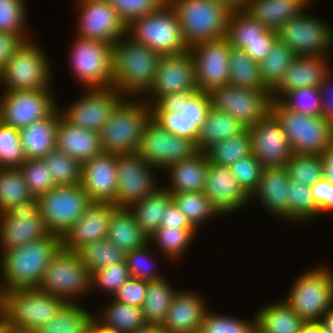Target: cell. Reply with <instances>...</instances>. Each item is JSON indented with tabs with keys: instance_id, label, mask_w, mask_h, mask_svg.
I'll return each instance as SVG.
<instances>
[{
	"instance_id": "obj_1",
	"label": "cell",
	"mask_w": 333,
	"mask_h": 333,
	"mask_svg": "<svg viewBox=\"0 0 333 333\" xmlns=\"http://www.w3.org/2000/svg\"><path fill=\"white\" fill-rule=\"evenodd\" d=\"M161 57L127 34L119 37L112 45V87L127 98L142 97L154 82Z\"/></svg>"
},
{
	"instance_id": "obj_2",
	"label": "cell",
	"mask_w": 333,
	"mask_h": 333,
	"mask_svg": "<svg viewBox=\"0 0 333 333\" xmlns=\"http://www.w3.org/2000/svg\"><path fill=\"white\" fill-rule=\"evenodd\" d=\"M61 248L62 238L51 234L2 251L3 290L38 288L47 265Z\"/></svg>"
},
{
	"instance_id": "obj_3",
	"label": "cell",
	"mask_w": 333,
	"mask_h": 333,
	"mask_svg": "<svg viewBox=\"0 0 333 333\" xmlns=\"http://www.w3.org/2000/svg\"><path fill=\"white\" fill-rule=\"evenodd\" d=\"M126 99L127 97H124L117 105L99 132L103 152H137L145 125L151 118V107L141 97Z\"/></svg>"
},
{
	"instance_id": "obj_4",
	"label": "cell",
	"mask_w": 333,
	"mask_h": 333,
	"mask_svg": "<svg viewBox=\"0 0 333 333\" xmlns=\"http://www.w3.org/2000/svg\"><path fill=\"white\" fill-rule=\"evenodd\" d=\"M66 302L38 288L4 291V324L16 331L35 332L53 319Z\"/></svg>"
},
{
	"instance_id": "obj_5",
	"label": "cell",
	"mask_w": 333,
	"mask_h": 333,
	"mask_svg": "<svg viewBox=\"0 0 333 333\" xmlns=\"http://www.w3.org/2000/svg\"><path fill=\"white\" fill-rule=\"evenodd\" d=\"M175 11L183 39L194 44L226 37L231 11L216 0H168Z\"/></svg>"
},
{
	"instance_id": "obj_6",
	"label": "cell",
	"mask_w": 333,
	"mask_h": 333,
	"mask_svg": "<svg viewBox=\"0 0 333 333\" xmlns=\"http://www.w3.org/2000/svg\"><path fill=\"white\" fill-rule=\"evenodd\" d=\"M271 112L283 127L293 154L321 155L333 143V127L321 115H304L271 102Z\"/></svg>"
},
{
	"instance_id": "obj_7",
	"label": "cell",
	"mask_w": 333,
	"mask_h": 333,
	"mask_svg": "<svg viewBox=\"0 0 333 333\" xmlns=\"http://www.w3.org/2000/svg\"><path fill=\"white\" fill-rule=\"evenodd\" d=\"M126 34L161 56L189 50L178 17L169 4L159 11L131 21L126 26Z\"/></svg>"
},
{
	"instance_id": "obj_8",
	"label": "cell",
	"mask_w": 333,
	"mask_h": 333,
	"mask_svg": "<svg viewBox=\"0 0 333 333\" xmlns=\"http://www.w3.org/2000/svg\"><path fill=\"white\" fill-rule=\"evenodd\" d=\"M38 289L76 303V298L92 291V274L77 252L61 248L47 265Z\"/></svg>"
},
{
	"instance_id": "obj_9",
	"label": "cell",
	"mask_w": 333,
	"mask_h": 333,
	"mask_svg": "<svg viewBox=\"0 0 333 333\" xmlns=\"http://www.w3.org/2000/svg\"><path fill=\"white\" fill-rule=\"evenodd\" d=\"M318 267L296 278L284 300L305 321H320L333 305V271Z\"/></svg>"
},
{
	"instance_id": "obj_10",
	"label": "cell",
	"mask_w": 333,
	"mask_h": 333,
	"mask_svg": "<svg viewBox=\"0 0 333 333\" xmlns=\"http://www.w3.org/2000/svg\"><path fill=\"white\" fill-rule=\"evenodd\" d=\"M35 43L25 41L0 70L5 91L50 89V63Z\"/></svg>"
},
{
	"instance_id": "obj_11",
	"label": "cell",
	"mask_w": 333,
	"mask_h": 333,
	"mask_svg": "<svg viewBox=\"0 0 333 333\" xmlns=\"http://www.w3.org/2000/svg\"><path fill=\"white\" fill-rule=\"evenodd\" d=\"M39 212L51 234L63 238L92 204L81 184L56 186L38 196Z\"/></svg>"
},
{
	"instance_id": "obj_12",
	"label": "cell",
	"mask_w": 333,
	"mask_h": 333,
	"mask_svg": "<svg viewBox=\"0 0 333 333\" xmlns=\"http://www.w3.org/2000/svg\"><path fill=\"white\" fill-rule=\"evenodd\" d=\"M70 63L76 80L90 88L112 87V44L76 37Z\"/></svg>"
},
{
	"instance_id": "obj_13",
	"label": "cell",
	"mask_w": 333,
	"mask_h": 333,
	"mask_svg": "<svg viewBox=\"0 0 333 333\" xmlns=\"http://www.w3.org/2000/svg\"><path fill=\"white\" fill-rule=\"evenodd\" d=\"M0 245L3 251L51 235L39 212L38 197L15 204L0 214Z\"/></svg>"
},
{
	"instance_id": "obj_14",
	"label": "cell",
	"mask_w": 333,
	"mask_h": 333,
	"mask_svg": "<svg viewBox=\"0 0 333 333\" xmlns=\"http://www.w3.org/2000/svg\"><path fill=\"white\" fill-rule=\"evenodd\" d=\"M276 34L277 40L285 43L295 56H325L333 45L330 24L305 12L280 26Z\"/></svg>"
},
{
	"instance_id": "obj_15",
	"label": "cell",
	"mask_w": 333,
	"mask_h": 333,
	"mask_svg": "<svg viewBox=\"0 0 333 333\" xmlns=\"http://www.w3.org/2000/svg\"><path fill=\"white\" fill-rule=\"evenodd\" d=\"M214 109L228 113L246 128L263 119L271 111V91L232 86H218L210 92Z\"/></svg>"
},
{
	"instance_id": "obj_16",
	"label": "cell",
	"mask_w": 333,
	"mask_h": 333,
	"mask_svg": "<svg viewBox=\"0 0 333 333\" xmlns=\"http://www.w3.org/2000/svg\"><path fill=\"white\" fill-rule=\"evenodd\" d=\"M198 152L196 143L163 129L152 118L145 125L137 153L156 169L191 158Z\"/></svg>"
},
{
	"instance_id": "obj_17",
	"label": "cell",
	"mask_w": 333,
	"mask_h": 333,
	"mask_svg": "<svg viewBox=\"0 0 333 333\" xmlns=\"http://www.w3.org/2000/svg\"><path fill=\"white\" fill-rule=\"evenodd\" d=\"M50 92V89L4 91L0 99V121L19 130L44 119L59 106Z\"/></svg>"
},
{
	"instance_id": "obj_18",
	"label": "cell",
	"mask_w": 333,
	"mask_h": 333,
	"mask_svg": "<svg viewBox=\"0 0 333 333\" xmlns=\"http://www.w3.org/2000/svg\"><path fill=\"white\" fill-rule=\"evenodd\" d=\"M154 168L137 152L118 154L117 194L113 205L117 208H129L133 203L154 193L159 188L153 178Z\"/></svg>"
},
{
	"instance_id": "obj_19",
	"label": "cell",
	"mask_w": 333,
	"mask_h": 333,
	"mask_svg": "<svg viewBox=\"0 0 333 333\" xmlns=\"http://www.w3.org/2000/svg\"><path fill=\"white\" fill-rule=\"evenodd\" d=\"M69 105L61 116L70 124L99 133L125 97L115 88H90L88 94Z\"/></svg>"
},
{
	"instance_id": "obj_20",
	"label": "cell",
	"mask_w": 333,
	"mask_h": 333,
	"mask_svg": "<svg viewBox=\"0 0 333 333\" xmlns=\"http://www.w3.org/2000/svg\"><path fill=\"white\" fill-rule=\"evenodd\" d=\"M189 50L199 90L210 92L215 87L229 84L231 45L226 37L194 44Z\"/></svg>"
},
{
	"instance_id": "obj_21",
	"label": "cell",
	"mask_w": 333,
	"mask_h": 333,
	"mask_svg": "<svg viewBox=\"0 0 333 333\" xmlns=\"http://www.w3.org/2000/svg\"><path fill=\"white\" fill-rule=\"evenodd\" d=\"M198 90L193 56L188 50L161 57L154 82L142 97H145L144 100L147 97L146 102L151 105L160 96L166 94ZM149 97L152 99L149 100Z\"/></svg>"
},
{
	"instance_id": "obj_22",
	"label": "cell",
	"mask_w": 333,
	"mask_h": 333,
	"mask_svg": "<svg viewBox=\"0 0 333 333\" xmlns=\"http://www.w3.org/2000/svg\"><path fill=\"white\" fill-rule=\"evenodd\" d=\"M79 10V22L77 37L95 39L108 44L114 42L126 34V24L118 13L110 5L109 1L77 0Z\"/></svg>"
},
{
	"instance_id": "obj_23",
	"label": "cell",
	"mask_w": 333,
	"mask_h": 333,
	"mask_svg": "<svg viewBox=\"0 0 333 333\" xmlns=\"http://www.w3.org/2000/svg\"><path fill=\"white\" fill-rule=\"evenodd\" d=\"M252 154L266 167L285 166L292 151L282 124L270 111L263 119L248 128Z\"/></svg>"
},
{
	"instance_id": "obj_24",
	"label": "cell",
	"mask_w": 333,
	"mask_h": 333,
	"mask_svg": "<svg viewBox=\"0 0 333 333\" xmlns=\"http://www.w3.org/2000/svg\"><path fill=\"white\" fill-rule=\"evenodd\" d=\"M117 155L103 152L81 164V187L92 202L114 203L117 194Z\"/></svg>"
},
{
	"instance_id": "obj_25",
	"label": "cell",
	"mask_w": 333,
	"mask_h": 333,
	"mask_svg": "<svg viewBox=\"0 0 333 333\" xmlns=\"http://www.w3.org/2000/svg\"><path fill=\"white\" fill-rule=\"evenodd\" d=\"M116 208L112 203L92 202L62 238V248L77 252L84 245L107 238L109 219Z\"/></svg>"
},
{
	"instance_id": "obj_26",
	"label": "cell",
	"mask_w": 333,
	"mask_h": 333,
	"mask_svg": "<svg viewBox=\"0 0 333 333\" xmlns=\"http://www.w3.org/2000/svg\"><path fill=\"white\" fill-rule=\"evenodd\" d=\"M329 66L326 56H296L279 84L271 91V100L278 101L280 96L302 87L319 88L330 71Z\"/></svg>"
},
{
	"instance_id": "obj_27",
	"label": "cell",
	"mask_w": 333,
	"mask_h": 333,
	"mask_svg": "<svg viewBox=\"0 0 333 333\" xmlns=\"http://www.w3.org/2000/svg\"><path fill=\"white\" fill-rule=\"evenodd\" d=\"M204 192L224 216L225 213L228 215L238 210L250 200L231 174L229 166L213 163L208 164Z\"/></svg>"
},
{
	"instance_id": "obj_28",
	"label": "cell",
	"mask_w": 333,
	"mask_h": 333,
	"mask_svg": "<svg viewBox=\"0 0 333 333\" xmlns=\"http://www.w3.org/2000/svg\"><path fill=\"white\" fill-rule=\"evenodd\" d=\"M205 305V300L195 292L177 291L160 326L167 333H198L207 311Z\"/></svg>"
},
{
	"instance_id": "obj_29",
	"label": "cell",
	"mask_w": 333,
	"mask_h": 333,
	"mask_svg": "<svg viewBox=\"0 0 333 333\" xmlns=\"http://www.w3.org/2000/svg\"><path fill=\"white\" fill-rule=\"evenodd\" d=\"M288 188L289 177L285 166L266 167L249 199L256 196L264 209L278 218L289 220Z\"/></svg>"
},
{
	"instance_id": "obj_30",
	"label": "cell",
	"mask_w": 333,
	"mask_h": 333,
	"mask_svg": "<svg viewBox=\"0 0 333 333\" xmlns=\"http://www.w3.org/2000/svg\"><path fill=\"white\" fill-rule=\"evenodd\" d=\"M56 148L80 164L103 153L99 133L68 123L59 117Z\"/></svg>"
},
{
	"instance_id": "obj_31",
	"label": "cell",
	"mask_w": 333,
	"mask_h": 333,
	"mask_svg": "<svg viewBox=\"0 0 333 333\" xmlns=\"http://www.w3.org/2000/svg\"><path fill=\"white\" fill-rule=\"evenodd\" d=\"M60 110L57 107L44 119L19 129L20 143L26 159H42L56 148Z\"/></svg>"
},
{
	"instance_id": "obj_32",
	"label": "cell",
	"mask_w": 333,
	"mask_h": 333,
	"mask_svg": "<svg viewBox=\"0 0 333 333\" xmlns=\"http://www.w3.org/2000/svg\"><path fill=\"white\" fill-rule=\"evenodd\" d=\"M208 159L198 151L191 158L167 167L170 186L164 188L172 195L180 192H204L207 179Z\"/></svg>"
},
{
	"instance_id": "obj_33",
	"label": "cell",
	"mask_w": 333,
	"mask_h": 333,
	"mask_svg": "<svg viewBox=\"0 0 333 333\" xmlns=\"http://www.w3.org/2000/svg\"><path fill=\"white\" fill-rule=\"evenodd\" d=\"M310 0H250L246 8L267 29L276 31L292 18L304 13Z\"/></svg>"
},
{
	"instance_id": "obj_34",
	"label": "cell",
	"mask_w": 333,
	"mask_h": 333,
	"mask_svg": "<svg viewBox=\"0 0 333 333\" xmlns=\"http://www.w3.org/2000/svg\"><path fill=\"white\" fill-rule=\"evenodd\" d=\"M107 239L124 253L142 248L148 241L133 213L128 208H116L109 219Z\"/></svg>"
},
{
	"instance_id": "obj_35",
	"label": "cell",
	"mask_w": 333,
	"mask_h": 333,
	"mask_svg": "<svg viewBox=\"0 0 333 333\" xmlns=\"http://www.w3.org/2000/svg\"><path fill=\"white\" fill-rule=\"evenodd\" d=\"M245 129L246 127L232 115L211 107L200 128L196 148L204 152L213 144L236 136Z\"/></svg>"
},
{
	"instance_id": "obj_36",
	"label": "cell",
	"mask_w": 333,
	"mask_h": 333,
	"mask_svg": "<svg viewBox=\"0 0 333 333\" xmlns=\"http://www.w3.org/2000/svg\"><path fill=\"white\" fill-rule=\"evenodd\" d=\"M101 315L102 318H94V323L110 333H132L147 324L142 308L115 300L108 303Z\"/></svg>"
},
{
	"instance_id": "obj_37",
	"label": "cell",
	"mask_w": 333,
	"mask_h": 333,
	"mask_svg": "<svg viewBox=\"0 0 333 333\" xmlns=\"http://www.w3.org/2000/svg\"><path fill=\"white\" fill-rule=\"evenodd\" d=\"M255 317L256 327L263 333H300L306 322L285 301L262 307Z\"/></svg>"
},
{
	"instance_id": "obj_38",
	"label": "cell",
	"mask_w": 333,
	"mask_h": 333,
	"mask_svg": "<svg viewBox=\"0 0 333 333\" xmlns=\"http://www.w3.org/2000/svg\"><path fill=\"white\" fill-rule=\"evenodd\" d=\"M273 32L245 10L231 11L226 38L231 47L243 49L248 42L265 41Z\"/></svg>"
},
{
	"instance_id": "obj_39",
	"label": "cell",
	"mask_w": 333,
	"mask_h": 333,
	"mask_svg": "<svg viewBox=\"0 0 333 333\" xmlns=\"http://www.w3.org/2000/svg\"><path fill=\"white\" fill-rule=\"evenodd\" d=\"M171 201L172 195L160 187L128 209L133 213L141 231L149 238L160 227L162 214Z\"/></svg>"
},
{
	"instance_id": "obj_40",
	"label": "cell",
	"mask_w": 333,
	"mask_h": 333,
	"mask_svg": "<svg viewBox=\"0 0 333 333\" xmlns=\"http://www.w3.org/2000/svg\"><path fill=\"white\" fill-rule=\"evenodd\" d=\"M95 317L77 303H66L59 313L35 333H89Z\"/></svg>"
},
{
	"instance_id": "obj_41",
	"label": "cell",
	"mask_w": 333,
	"mask_h": 333,
	"mask_svg": "<svg viewBox=\"0 0 333 333\" xmlns=\"http://www.w3.org/2000/svg\"><path fill=\"white\" fill-rule=\"evenodd\" d=\"M229 84L255 90H269L262 82L260 63L251 59L244 50L231 47Z\"/></svg>"
},
{
	"instance_id": "obj_42",
	"label": "cell",
	"mask_w": 333,
	"mask_h": 333,
	"mask_svg": "<svg viewBox=\"0 0 333 333\" xmlns=\"http://www.w3.org/2000/svg\"><path fill=\"white\" fill-rule=\"evenodd\" d=\"M166 282V278L148 281L145 301L142 307L147 324L161 325L177 292Z\"/></svg>"
},
{
	"instance_id": "obj_43",
	"label": "cell",
	"mask_w": 333,
	"mask_h": 333,
	"mask_svg": "<svg viewBox=\"0 0 333 333\" xmlns=\"http://www.w3.org/2000/svg\"><path fill=\"white\" fill-rule=\"evenodd\" d=\"M172 200L197 230L207 219L222 215L205 192H180L172 194Z\"/></svg>"
},
{
	"instance_id": "obj_44",
	"label": "cell",
	"mask_w": 333,
	"mask_h": 333,
	"mask_svg": "<svg viewBox=\"0 0 333 333\" xmlns=\"http://www.w3.org/2000/svg\"><path fill=\"white\" fill-rule=\"evenodd\" d=\"M204 153L208 163L221 166H229L239 158L251 155L252 144L248 128L236 136L213 144Z\"/></svg>"
},
{
	"instance_id": "obj_45",
	"label": "cell",
	"mask_w": 333,
	"mask_h": 333,
	"mask_svg": "<svg viewBox=\"0 0 333 333\" xmlns=\"http://www.w3.org/2000/svg\"><path fill=\"white\" fill-rule=\"evenodd\" d=\"M77 253L91 274L125 260V253L107 238L84 245Z\"/></svg>"
},
{
	"instance_id": "obj_46",
	"label": "cell",
	"mask_w": 333,
	"mask_h": 333,
	"mask_svg": "<svg viewBox=\"0 0 333 333\" xmlns=\"http://www.w3.org/2000/svg\"><path fill=\"white\" fill-rule=\"evenodd\" d=\"M295 57L294 52L285 43L277 40L268 55L260 62L262 82L270 91L279 84Z\"/></svg>"
},
{
	"instance_id": "obj_47",
	"label": "cell",
	"mask_w": 333,
	"mask_h": 333,
	"mask_svg": "<svg viewBox=\"0 0 333 333\" xmlns=\"http://www.w3.org/2000/svg\"><path fill=\"white\" fill-rule=\"evenodd\" d=\"M33 197L19 168L0 167V214Z\"/></svg>"
},
{
	"instance_id": "obj_48",
	"label": "cell",
	"mask_w": 333,
	"mask_h": 333,
	"mask_svg": "<svg viewBox=\"0 0 333 333\" xmlns=\"http://www.w3.org/2000/svg\"><path fill=\"white\" fill-rule=\"evenodd\" d=\"M42 160L57 186L81 184V164L55 148L49 151Z\"/></svg>"
},
{
	"instance_id": "obj_49",
	"label": "cell",
	"mask_w": 333,
	"mask_h": 333,
	"mask_svg": "<svg viewBox=\"0 0 333 333\" xmlns=\"http://www.w3.org/2000/svg\"><path fill=\"white\" fill-rule=\"evenodd\" d=\"M196 229H179L159 227L149 238V243L153 241L159 247V250L170 259L182 258L186 249L190 246Z\"/></svg>"
},
{
	"instance_id": "obj_50",
	"label": "cell",
	"mask_w": 333,
	"mask_h": 333,
	"mask_svg": "<svg viewBox=\"0 0 333 333\" xmlns=\"http://www.w3.org/2000/svg\"><path fill=\"white\" fill-rule=\"evenodd\" d=\"M289 220L304 221L319 217L317 207L309 185L289 179L288 188Z\"/></svg>"
},
{
	"instance_id": "obj_51",
	"label": "cell",
	"mask_w": 333,
	"mask_h": 333,
	"mask_svg": "<svg viewBox=\"0 0 333 333\" xmlns=\"http://www.w3.org/2000/svg\"><path fill=\"white\" fill-rule=\"evenodd\" d=\"M212 107L207 91H195L188 100H183L181 114L187 119V139L197 142L200 128Z\"/></svg>"
},
{
	"instance_id": "obj_52",
	"label": "cell",
	"mask_w": 333,
	"mask_h": 333,
	"mask_svg": "<svg viewBox=\"0 0 333 333\" xmlns=\"http://www.w3.org/2000/svg\"><path fill=\"white\" fill-rule=\"evenodd\" d=\"M289 179L312 186L324 178L320 155L292 154L285 165Z\"/></svg>"
},
{
	"instance_id": "obj_53",
	"label": "cell",
	"mask_w": 333,
	"mask_h": 333,
	"mask_svg": "<svg viewBox=\"0 0 333 333\" xmlns=\"http://www.w3.org/2000/svg\"><path fill=\"white\" fill-rule=\"evenodd\" d=\"M18 168L29 190L36 197L57 186L48 170V166L42 159H26Z\"/></svg>"
},
{
	"instance_id": "obj_54",
	"label": "cell",
	"mask_w": 333,
	"mask_h": 333,
	"mask_svg": "<svg viewBox=\"0 0 333 333\" xmlns=\"http://www.w3.org/2000/svg\"><path fill=\"white\" fill-rule=\"evenodd\" d=\"M256 326L254 320L246 321L240 318L211 313L207 309L201 322L198 333H250Z\"/></svg>"
},
{
	"instance_id": "obj_55",
	"label": "cell",
	"mask_w": 333,
	"mask_h": 333,
	"mask_svg": "<svg viewBox=\"0 0 333 333\" xmlns=\"http://www.w3.org/2000/svg\"><path fill=\"white\" fill-rule=\"evenodd\" d=\"M280 101L287 108L304 115H321L322 101L319 88L302 87L291 90L282 96Z\"/></svg>"
},
{
	"instance_id": "obj_56",
	"label": "cell",
	"mask_w": 333,
	"mask_h": 333,
	"mask_svg": "<svg viewBox=\"0 0 333 333\" xmlns=\"http://www.w3.org/2000/svg\"><path fill=\"white\" fill-rule=\"evenodd\" d=\"M25 160L19 130L0 121V167L18 168Z\"/></svg>"
},
{
	"instance_id": "obj_57",
	"label": "cell",
	"mask_w": 333,
	"mask_h": 333,
	"mask_svg": "<svg viewBox=\"0 0 333 333\" xmlns=\"http://www.w3.org/2000/svg\"><path fill=\"white\" fill-rule=\"evenodd\" d=\"M229 169L239 186L250 196L258 185L264 167L258 159L251 154L233 162L229 165Z\"/></svg>"
},
{
	"instance_id": "obj_58",
	"label": "cell",
	"mask_w": 333,
	"mask_h": 333,
	"mask_svg": "<svg viewBox=\"0 0 333 333\" xmlns=\"http://www.w3.org/2000/svg\"><path fill=\"white\" fill-rule=\"evenodd\" d=\"M109 2L126 25L139 17L159 11L168 4V0H109Z\"/></svg>"
},
{
	"instance_id": "obj_59",
	"label": "cell",
	"mask_w": 333,
	"mask_h": 333,
	"mask_svg": "<svg viewBox=\"0 0 333 333\" xmlns=\"http://www.w3.org/2000/svg\"><path fill=\"white\" fill-rule=\"evenodd\" d=\"M24 4L23 0H0V32L26 35Z\"/></svg>"
},
{
	"instance_id": "obj_60",
	"label": "cell",
	"mask_w": 333,
	"mask_h": 333,
	"mask_svg": "<svg viewBox=\"0 0 333 333\" xmlns=\"http://www.w3.org/2000/svg\"><path fill=\"white\" fill-rule=\"evenodd\" d=\"M126 261L114 263L92 274V288H100L108 294L114 293L130 278Z\"/></svg>"
},
{
	"instance_id": "obj_61",
	"label": "cell",
	"mask_w": 333,
	"mask_h": 333,
	"mask_svg": "<svg viewBox=\"0 0 333 333\" xmlns=\"http://www.w3.org/2000/svg\"><path fill=\"white\" fill-rule=\"evenodd\" d=\"M149 243H147L142 248L132 250L125 253V261L127 268L129 270L130 276L133 278L146 280V281H155L164 278L161 273L153 270L152 266H148L147 262H150V252ZM149 250V251H148ZM149 257V258H148ZM150 265V264H149Z\"/></svg>"
},
{
	"instance_id": "obj_62",
	"label": "cell",
	"mask_w": 333,
	"mask_h": 333,
	"mask_svg": "<svg viewBox=\"0 0 333 333\" xmlns=\"http://www.w3.org/2000/svg\"><path fill=\"white\" fill-rule=\"evenodd\" d=\"M148 281L130 277L113 295L112 299L124 304L142 308Z\"/></svg>"
},
{
	"instance_id": "obj_63",
	"label": "cell",
	"mask_w": 333,
	"mask_h": 333,
	"mask_svg": "<svg viewBox=\"0 0 333 333\" xmlns=\"http://www.w3.org/2000/svg\"><path fill=\"white\" fill-rule=\"evenodd\" d=\"M151 118L171 134L187 138V119L180 112L151 111Z\"/></svg>"
},
{
	"instance_id": "obj_64",
	"label": "cell",
	"mask_w": 333,
	"mask_h": 333,
	"mask_svg": "<svg viewBox=\"0 0 333 333\" xmlns=\"http://www.w3.org/2000/svg\"><path fill=\"white\" fill-rule=\"evenodd\" d=\"M313 199L319 208V215L333 212V184L327 179H321L310 186Z\"/></svg>"
},
{
	"instance_id": "obj_65",
	"label": "cell",
	"mask_w": 333,
	"mask_h": 333,
	"mask_svg": "<svg viewBox=\"0 0 333 333\" xmlns=\"http://www.w3.org/2000/svg\"><path fill=\"white\" fill-rule=\"evenodd\" d=\"M194 92L185 91L160 96L150 105L151 111L181 112L183 100H188Z\"/></svg>"
},
{
	"instance_id": "obj_66",
	"label": "cell",
	"mask_w": 333,
	"mask_h": 333,
	"mask_svg": "<svg viewBox=\"0 0 333 333\" xmlns=\"http://www.w3.org/2000/svg\"><path fill=\"white\" fill-rule=\"evenodd\" d=\"M28 35H16L13 33L0 32V70L20 46L30 38Z\"/></svg>"
},
{
	"instance_id": "obj_67",
	"label": "cell",
	"mask_w": 333,
	"mask_h": 333,
	"mask_svg": "<svg viewBox=\"0 0 333 333\" xmlns=\"http://www.w3.org/2000/svg\"><path fill=\"white\" fill-rule=\"evenodd\" d=\"M160 227L195 229L172 200L162 214Z\"/></svg>"
},
{
	"instance_id": "obj_68",
	"label": "cell",
	"mask_w": 333,
	"mask_h": 333,
	"mask_svg": "<svg viewBox=\"0 0 333 333\" xmlns=\"http://www.w3.org/2000/svg\"><path fill=\"white\" fill-rule=\"evenodd\" d=\"M332 70H330L326 77L323 79L319 89L322 101V111L321 116L333 127V78L331 75ZM331 80V82H330ZM332 86V88H331ZM331 88V89H330Z\"/></svg>"
},
{
	"instance_id": "obj_69",
	"label": "cell",
	"mask_w": 333,
	"mask_h": 333,
	"mask_svg": "<svg viewBox=\"0 0 333 333\" xmlns=\"http://www.w3.org/2000/svg\"><path fill=\"white\" fill-rule=\"evenodd\" d=\"M277 41V34L274 31L265 41L248 42L242 49L254 61L261 62L270 52Z\"/></svg>"
},
{
	"instance_id": "obj_70",
	"label": "cell",
	"mask_w": 333,
	"mask_h": 333,
	"mask_svg": "<svg viewBox=\"0 0 333 333\" xmlns=\"http://www.w3.org/2000/svg\"><path fill=\"white\" fill-rule=\"evenodd\" d=\"M324 179L329 180L333 184V143L320 155Z\"/></svg>"
},
{
	"instance_id": "obj_71",
	"label": "cell",
	"mask_w": 333,
	"mask_h": 333,
	"mask_svg": "<svg viewBox=\"0 0 333 333\" xmlns=\"http://www.w3.org/2000/svg\"><path fill=\"white\" fill-rule=\"evenodd\" d=\"M300 333H328L320 321H306Z\"/></svg>"
},
{
	"instance_id": "obj_72",
	"label": "cell",
	"mask_w": 333,
	"mask_h": 333,
	"mask_svg": "<svg viewBox=\"0 0 333 333\" xmlns=\"http://www.w3.org/2000/svg\"><path fill=\"white\" fill-rule=\"evenodd\" d=\"M224 4L230 11L246 10L250 0H216Z\"/></svg>"
},
{
	"instance_id": "obj_73",
	"label": "cell",
	"mask_w": 333,
	"mask_h": 333,
	"mask_svg": "<svg viewBox=\"0 0 333 333\" xmlns=\"http://www.w3.org/2000/svg\"><path fill=\"white\" fill-rule=\"evenodd\" d=\"M320 322L328 333H333V305L324 313Z\"/></svg>"
},
{
	"instance_id": "obj_74",
	"label": "cell",
	"mask_w": 333,
	"mask_h": 333,
	"mask_svg": "<svg viewBox=\"0 0 333 333\" xmlns=\"http://www.w3.org/2000/svg\"><path fill=\"white\" fill-rule=\"evenodd\" d=\"M132 333H167L160 325L146 324Z\"/></svg>"
},
{
	"instance_id": "obj_75",
	"label": "cell",
	"mask_w": 333,
	"mask_h": 333,
	"mask_svg": "<svg viewBox=\"0 0 333 333\" xmlns=\"http://www.w3.org/2000/svg\"><path fill=\"white\" fill-rule=\"evenodd\" d=\"M3 308H4V290L0 285V320H3Z\"/></svg>"
},
{
	"instance_id": "obj_76",
	"label": "cell",
	"mask_w": 333,
	"mask_h": 333,
	"mask_svg": "<svg viewBox=\"0 0 333 333\" xmlns=\"http://www.w3.org/2000/svg\"><path fill=\"white\" fill-rule=\"evenodd\" d=\"M89 333H110V332L104 331V330L100 329L97 325L94 324L91 327Z\"/></svg>"
},
{
	"instance_id": "obj_77",
	"label": "cell",
	"mask_w": 333,
	"mask_h": 333,
	"mask_svg": "<svg viewBox=\"0 0 333 333\" xmlns=\"http://www.w3.org/2000/svg\"><path fill=\"white\" fill-rule=\"evenodd\" d=\"M7 333H35V332L16 331V330H12L11 328L7 327Z\"/></svg>"
},
{
	"instance_id": "obj_78",
	"label": "cell",
	"mask_w": 333,
	"mask_h": 333,
	"mask_svg": "<svg viewBox=\"0 0 333 333\" xmlns=\"http://www.w3.org/2000/svg\"><path fill=\"white\" fill-rule=\"evenodd\" d=\"M0 333H7V326L5 324L0 327Z\"/></svg>"
},
{
	"instance_id": "obj_79",
	"label": "cell",
	"mask_w": 333,
	"mask_h": 333,
	"mask_svg": "<svg viewBox=\"0 0 333 333\" xmlns=\"http://www.w3.org/2000/svg\"><path fill=\"white\" fill-rule=\"evenodd\" d=\"M250 333H263L258 327H254V329Z\"/></svg>"
},
{
	"instance_id": "obj_80",
	"label": "cell",
	"mask_w": 333,
	"mask_h": 333,
	"mask_svg": "<svg viewBox=\"0 0 333 333\" xmlns=\"http://www.w3.org/2000/svg\"><path fill=\"white\" fill-rule=\"evenodd\" d=\"M4 324L3 320H0V327Z\"/></svg>"
}]
</instances>
